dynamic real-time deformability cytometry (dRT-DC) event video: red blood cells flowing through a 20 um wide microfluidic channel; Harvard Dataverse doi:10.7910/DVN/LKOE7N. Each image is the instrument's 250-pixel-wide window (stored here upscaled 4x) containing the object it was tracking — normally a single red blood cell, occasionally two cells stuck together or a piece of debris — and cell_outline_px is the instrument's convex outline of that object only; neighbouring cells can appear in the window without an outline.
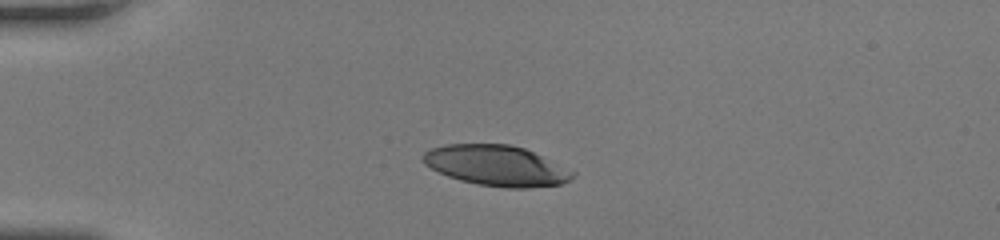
{"species": "human", "species_latin": "Homo sapiens", "temperature_condition": "room temperature", "stored_images_in_passage": 33, "camera_frame_rate_fps": 3000, "um_per_image_px": 0.085, "donor": {"sex": "female"}, "frame": {"image": 1, "passage_image": 1, "time_ms": 0.0, "image_size_px": [1000, 240], "cell_outline_px": [[576, 172], [568, 180], [560, 184], [528, 188], [504, 188], [476, 184], [460, 180], [448, 176], [424, 164], [420, 160], [424, 152], [432, 148], [444, 144], [508, 144], [524, 148]], "centroid_in_image_um": [42.15, 14.08], "position_along_channel_um": 42.8, "area_um2": 35.14}}
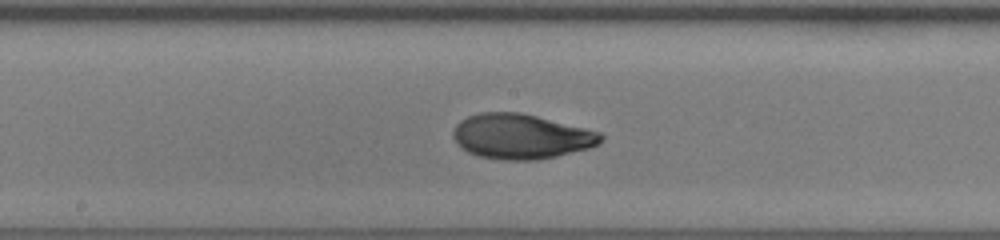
{"frame": {"image": 2, "passage_image": 15, "time_ms": 4.667, "image_size_px": [1000, 240], "cell_outline_px": [[604, 140], [600, 144], [588, 148], [556, 156], [536, 160], [504, 160], [476, 156], [468, 152], [456, 144], [452, 136], [452, 132], [456, 124], [460, 120], [468, 116], [480, 112], [520, 112], [600, 132], [604, 136]], "centroid_in_image_um": [44.26, 11.6], "position_along_channel_um": 203.9, "area_um2": 38.78}}
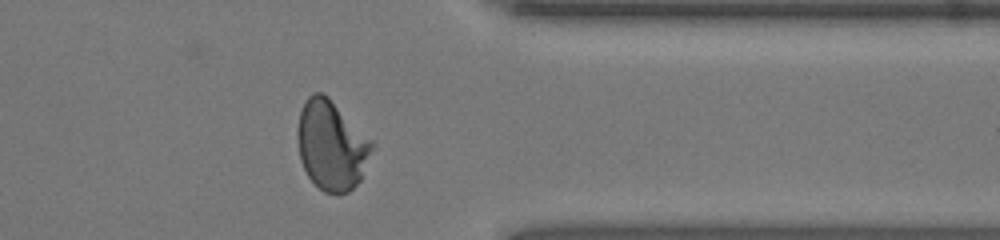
{"frame": {"image": 3, "passage_image": 28, "time_ms": 9.0, "image_size_px": [1000, 240], "cell_outline_px": [[376, 144], [360, 180], [348, 192], [324, 192], [308, 176], [300, 160], [296, 132], [300, 112], [308, 96], [312, 92], [324, 92]], "centroid_in_image_um": [28.18, 12.32], "position_along_channel_um": 383.2, "area_um2": 38.78}, "authors_computed_cell_mechanics": {"area_um2": 37.6278, "velocity_mm_per_s": 4.2906, "shape_relaxation_time_tau1_ms": 4.7122, "shape_relaxation_time_tau2_ms": 0.8527, "deformation_change_tau1": 0.2319, "deformation_change_tau2": 0.0547}}